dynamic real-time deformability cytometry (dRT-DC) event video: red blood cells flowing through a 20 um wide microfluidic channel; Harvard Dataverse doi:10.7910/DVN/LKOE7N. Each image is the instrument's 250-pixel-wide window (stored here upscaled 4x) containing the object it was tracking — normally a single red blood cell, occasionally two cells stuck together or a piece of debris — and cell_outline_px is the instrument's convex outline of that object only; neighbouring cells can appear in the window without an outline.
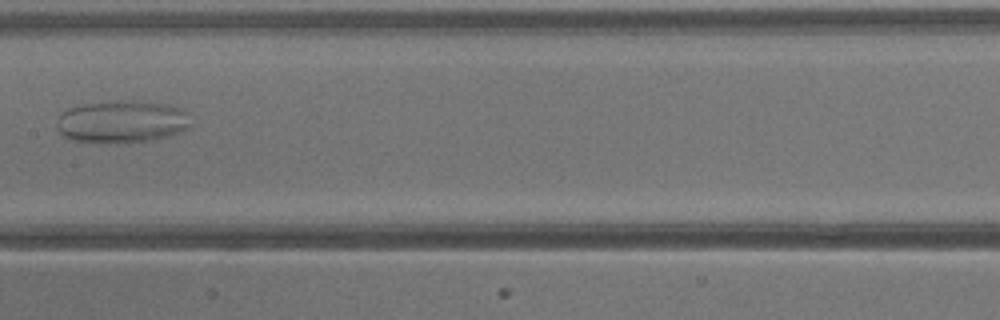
{"species": "common noctule bat (a hibernating species)", "species_latin": "Nyctalus noctula", "temperature_condition": "warm", "stored_images_in_passage": 40, "camera_frame_rate_fps": 3000, "um_per_image_px": 0.085, "animal": {"sex": "male", "body_mass_g": 13.3}, "frame": {"image": 1, "passage_image": 21, "time_ms": 6.667, "image_size_px": [1000, 320], "cell_outline_px": [[192, 128], [184, 132], [152, 140], [116, 144], [72, 140], [64, 136], [60, 132], [56, 124], [60, 116], [64, 112], [80, 104], [128, 100], [144, 100], [168, 104], [184, 108], [192, 124]], "centroid_in_image_um": [10.46, 10.34], "position_along_channel_um": 196.9, "area_um2": 33.76}}
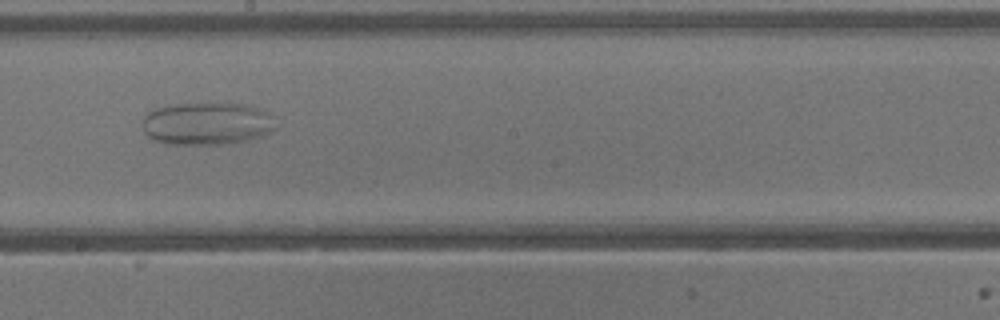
{"frame": {"image": 2, "passage_image": 23, "time_ms": 7.333, "image_size_px": [1000, 320], "cell_outline_px": [[276, 128], [272, 132], [260, 136], [232, 144], [164, 144], [148, 136], [144, 132], [144, 116], [148, 112], [156, 108], [176, 104], [244, 104], [268, 112]], "centroid_in_image_um": [17.58, 10.52], "position_along_channel_um": 230.6, "area_um2": 32.77}}